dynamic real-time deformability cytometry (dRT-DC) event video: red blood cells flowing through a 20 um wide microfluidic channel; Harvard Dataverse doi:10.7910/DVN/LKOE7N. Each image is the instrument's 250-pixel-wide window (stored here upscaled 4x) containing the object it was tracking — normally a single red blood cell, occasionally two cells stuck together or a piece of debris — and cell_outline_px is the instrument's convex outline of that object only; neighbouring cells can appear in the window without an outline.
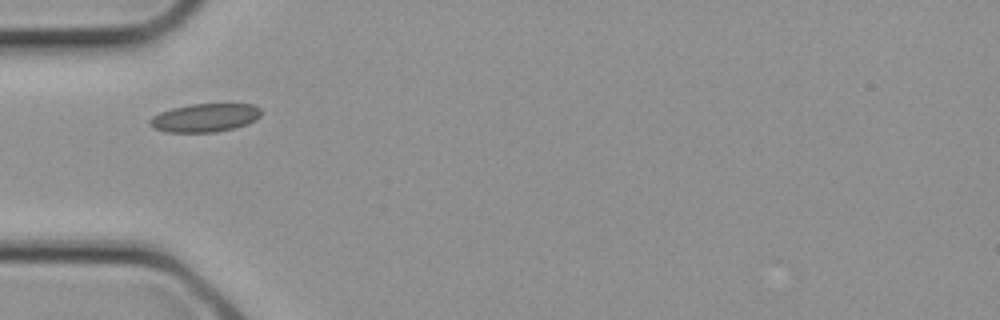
{"species": "common noctule bat (a hibernating species)", "species_latin": "Nyctalus noctula", "temperature_condition": "cold", "stored_images_in_passage": 2, "camera_frame_rate_fps": 3000, "um_per_image_px": 0.085, "animal": {"sex": "female", "body_mass_g": 21.9}, "frame": {"image": 1, "passage_image": 2, "time_ms": 0.333, "image_size_px": [1000, 320], "cell_outline_px": [[260, 116], [256, 120], [232, 128], [216, 132], [164, 132], [152, 128], [148, 124], [148, 120], [152, 116], [160, 112], [172, 108], [192, 104], [252, 104], [260, 108]], "centroid_in_image_um": [17.36, 10.01], "position_along_channel_um": 67.6, "area_um2": 18.38}}